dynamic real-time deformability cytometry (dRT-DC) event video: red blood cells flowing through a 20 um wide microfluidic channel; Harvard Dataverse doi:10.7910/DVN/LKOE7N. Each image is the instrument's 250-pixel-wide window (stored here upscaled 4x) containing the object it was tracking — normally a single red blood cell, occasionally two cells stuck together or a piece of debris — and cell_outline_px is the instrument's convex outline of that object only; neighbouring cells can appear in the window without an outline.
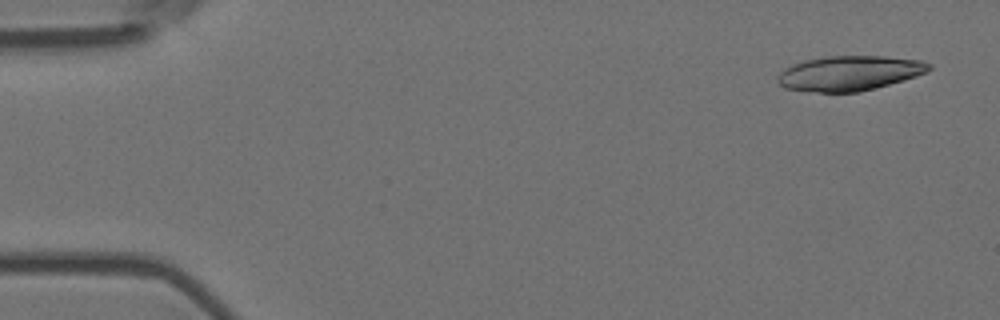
{"species": "Egyptian fruit bat (a non-hibernating species)", "species_latin": "Rousettus aegyptiacus", "temperature_condition": "room temperature", "stored_images_in_passage": 6, "camera_frame_rate_fps": 3000, "um_per_image_px": 0.085, "animal": {"sex": "female"}, "frame": {"image": 1, "passage_image": 1, "time_ms": 0.0, "image_size_px": [1000, 320], "cell_outline_px": [[932, 68], [916, 76], [904, 80], [856, 92], [820, 92], [784, 88], [776, 80], [776, 76], [784, 68], [792, 64], [804, 60], [824, 56], [884, 56], [920, 60], [932, 64]], "centroid_in_image_um": [72.16, 6.21], "position_along_channel_um": 12.8, "area_um2": 30.63}}